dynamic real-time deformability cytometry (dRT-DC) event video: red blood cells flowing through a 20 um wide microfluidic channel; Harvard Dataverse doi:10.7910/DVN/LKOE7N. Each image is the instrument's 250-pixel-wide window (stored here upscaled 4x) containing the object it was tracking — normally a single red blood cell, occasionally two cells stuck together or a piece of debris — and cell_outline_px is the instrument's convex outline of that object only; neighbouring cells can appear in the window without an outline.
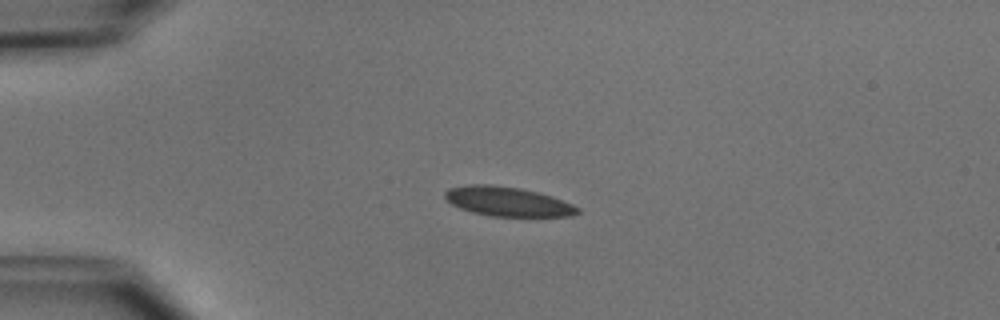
{"species": "common noctule bat (a hibernating species)", "species_latin": "Nyctalus noctula", "temperature_condition": "cold", "stored_images_in_passage": 5, "camera_frame_rate_fps": 3000, "um_per_image_px": 0.085, "animal": {"sex": "male", "body_mass_g": 15.6}, "frame": {"image": 1, "passage_image": 4, "time_ms": 3.333, "image_size_px": [1000, 320], "cell_outline_px": [[580, 212], [572, 216], [492, 216], [472, 212], [460, 208], [452, 204], [444, 196], [444, 192], [448, 188], [468, 184], [488, 184], [520, 188], [540, 192], [552, 196], [572, 204], [580, 208]], "centroid_in_image_um": [43.15, 17.12], "position_along_channel_um": 41.8, "area_um2": 22.77}}